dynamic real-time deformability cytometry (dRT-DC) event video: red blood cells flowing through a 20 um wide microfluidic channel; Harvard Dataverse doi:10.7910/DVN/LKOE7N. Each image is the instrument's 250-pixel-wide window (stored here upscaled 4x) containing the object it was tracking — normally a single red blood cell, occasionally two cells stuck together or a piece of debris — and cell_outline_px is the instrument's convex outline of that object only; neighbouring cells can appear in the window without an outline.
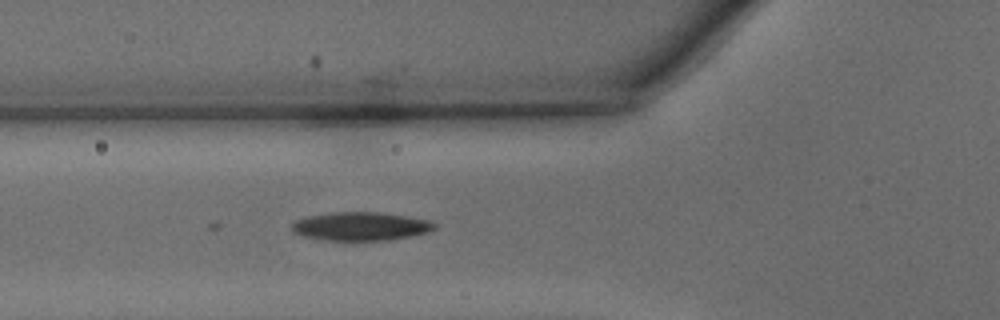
{"species": "common noctule bat (a hibernating species)", "species_latin": "Nyctalus noctula", "temperature_condition": "warm", "stored_images_in_passage": 44, "camera_frame_rate_fps": 3000, "um_per_image_px": 0.085, "animal": {"sex": "male", "body_mass_g": 15.6}, "frame": {"image": 1, "passage_image": 16, "time_ms": 5.0, "image_size_px": [1000, 320], "cell_outline_px": [[436, 228], [428, 232], [388, 240], [328, 240], [304, 236], [292, 232], [292, 224], [296, 220], [308, 216], [332, 212], [380, 212], [408, 216], [428, 220], [436, 224]], "centroid_in_image_um": [30.66, 19.22], "position_along_channel_um": 95.1, "area_um2": 23.52}}
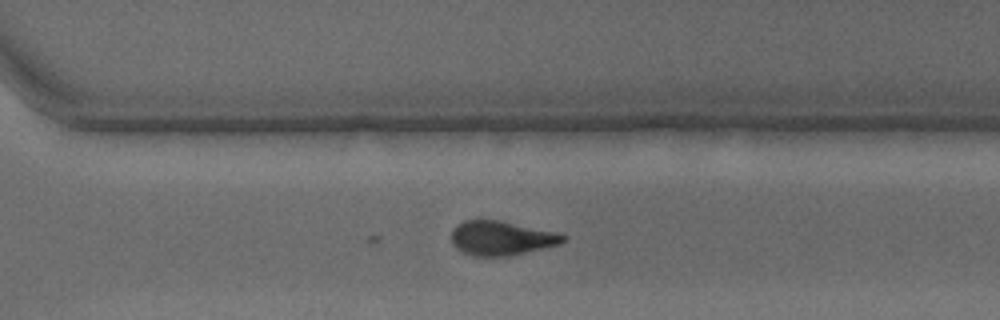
{"frame": {"image": 2, "passage_image": 32, "time_ms": 10.333, "image_size_px": [1000, 320], "cell_outline_px": [[568, 236], [560, 244], [508, 256], [472, 256], [460, 252], [452, 244], [452, 228], [456, 224], [464, 220], [500, 220], [556, 232]], "centroid_in_image_um": [42.57, 20.24], "position_along_channel_um": 328.0, "area_um2": 22.43}}
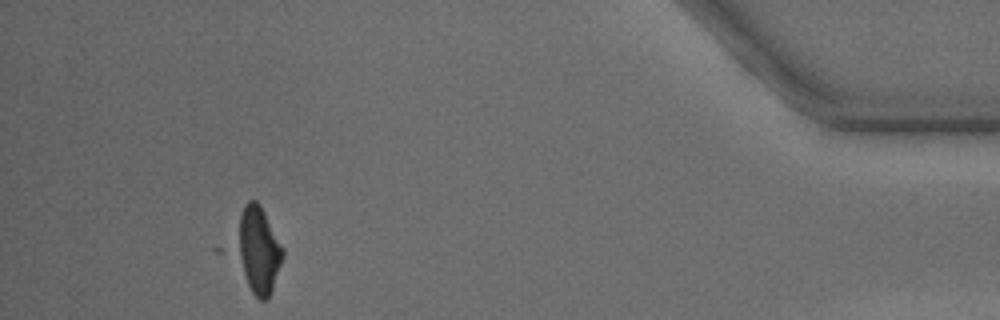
{"frame": {"image": 3, "passage_image": 42, "time_ms": 13.667, "image_size_px": [1000, 320], "cell_outline_px": [[284, 256], [268, 300], [260, 300], [252, 292], [232, 252], [232, 248], [240, 216], [244, 204], [248, 200], [256, 200], [260, 204], [284, 248]], "centroid_in_image_um": [21.9, 21.23], "position_along_channel_um": 413.3, "area_um2": 23.99}}